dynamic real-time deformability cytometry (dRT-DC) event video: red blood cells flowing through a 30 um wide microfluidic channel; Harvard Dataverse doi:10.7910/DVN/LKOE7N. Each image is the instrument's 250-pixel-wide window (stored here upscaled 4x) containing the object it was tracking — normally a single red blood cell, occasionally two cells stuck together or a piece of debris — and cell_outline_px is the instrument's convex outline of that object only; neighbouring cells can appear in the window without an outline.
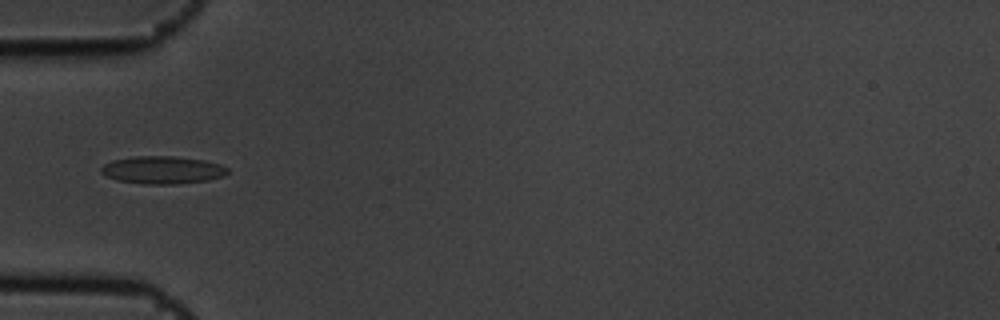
{"species": "common noctule bat (a hibernating species)", "species_latin": "Nyctalus noctula", "temperature_condition": "cold", "stored_images_in_passage": 15, "camera_frame_rate_fps": 3000, "um_per_image_px": 0.085, "animal": {"sex": "male", "body_mass_g": 19.5, "forearm_length_mm": 54.6}, "frame": {"image": 1, "passage_image": 5, "time_ms": 1.333, "image_size_px": [1000, 320], "cell_outline_px": [[228, 172], [224, 176], [208, 180], [176, 184], [144, 184], [116, 180], [104, 176], [100, 172], [100, 168], [104, 164], [112, 160], [132, 156], [172, 156], [204, 160], [220, 164], [228, 168]], "centroid_in_image_um": [13.78, 14.45], "position_along_channel_um": 71.2, "area_um2": 20.58}}
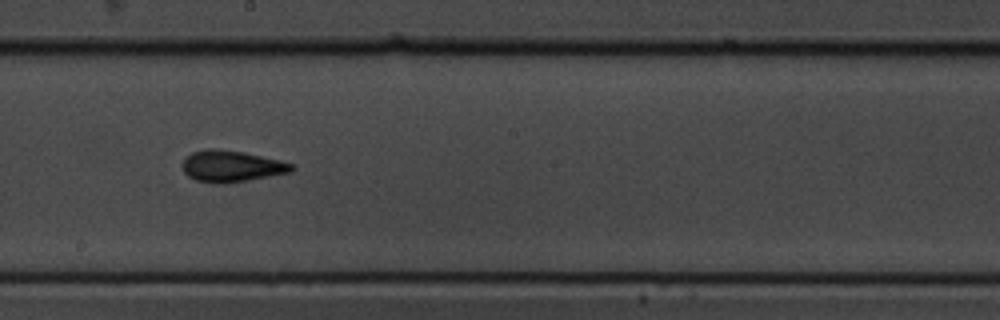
{"frame": {"image": 2, "passage_image": 9, "time_ms": 2.667, "image_size_px": [1000, 320], "cell_outline_px": [[296, 168], [292, 172], [248, 180], [224, 184], [216, 184], [196, 180], [188, 176], [184, 172], [184, 160], [192, 152], [204, 148], [212, 148], [244, 152], [280, 160], [292, 164]], "centroid_in_image_um": [19.7, 14.13], "position_along_channel_um": 228.5, "area_um2": 20.0}}
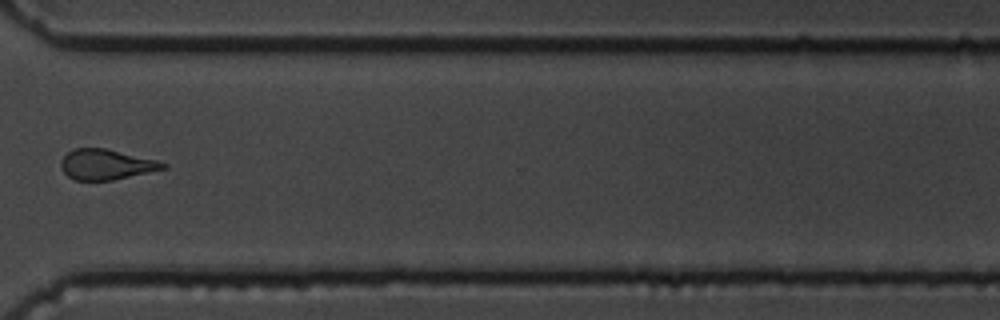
{"frame": {"image": 3, "passage_image": 12, "time_ms": 3.667, "image_size_px": [1000, 320], "cell_outline_px": [[168, 168], [112, 180], [76, 180], [68, 176], [60, 168], [60, 164], [64, 156], [72, 148], [104, 148], [156, 160], [168, 164]], "centroid_in_image_um": [9.01, 13.98], "position_along_channel_um": 361.6, "area_um2": 17.92}}